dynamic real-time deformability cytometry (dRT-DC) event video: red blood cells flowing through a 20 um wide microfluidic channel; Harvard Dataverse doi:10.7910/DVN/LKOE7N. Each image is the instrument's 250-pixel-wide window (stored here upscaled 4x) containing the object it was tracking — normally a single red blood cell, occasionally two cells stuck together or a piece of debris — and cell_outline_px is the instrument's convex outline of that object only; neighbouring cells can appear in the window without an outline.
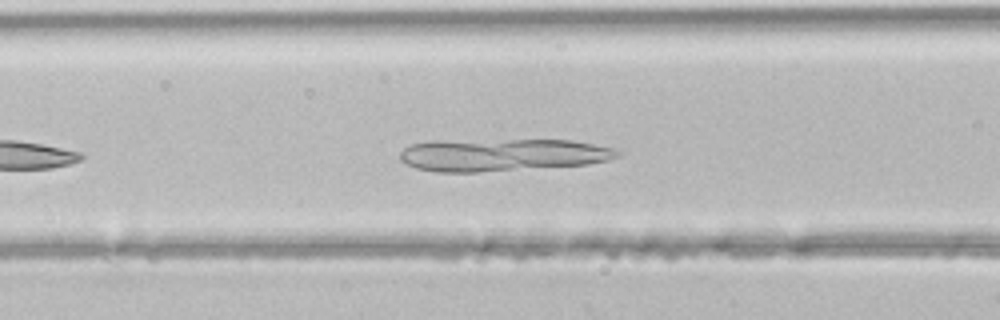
{"species": "common noctule bat (a hibernating species)", "species_latin": "Nyctalus noctula", "temperature_condition": "room temperature", "stored_images_in_passage": 37, "camera_frame_rate_fps": 3000, "um_per_image_px": 0.085, "animal": {"sex": "male", "body_mass_g": 21.5, "forearm_length_mm": 52.0}, "frame": {"image": 1, "passage_image": 9, "time_ms": 2.667, "image_size_px": [1000, 320], "cell_outline_px": [[620, 156], [608, 160], [588, 164], [480, 172], [436, 172], [416, 168], [400, 160], [400, 152], [404, 148], [412, 144], [432, 140], [572, 140], [616, 148], [620, 152]], "centroid_in_image_um": [42.69, 13.15], "position_along_channel_um": 123.9, "area_um2": 41.38}}
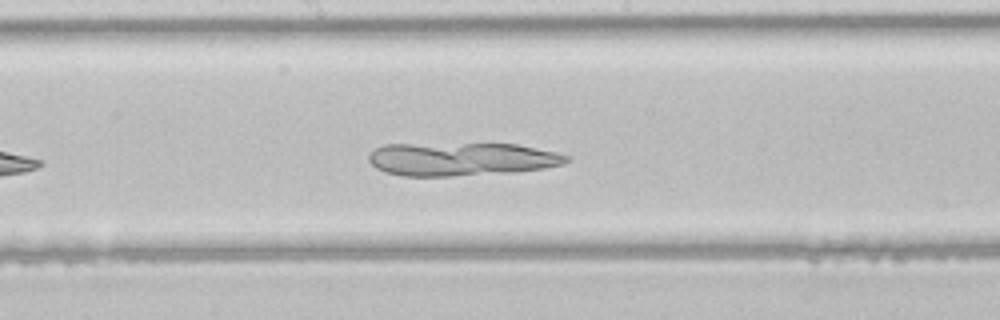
{"frame": {"image": 2, "passage_image": 15, "time_ms": 4.667, "image_size_px": [1000, 320], "cell_outline_px": [[572, 156], [564, 164], [544, 168], [512, 172], [452, 176], [404, 176], [384, 172], [376, 168], [368, 160], [368, 156], [376, 148], [384, 144], [516, 144], [556, 152]], "centroid_in_image_um": [39.22, 13.52], "position_along_channel_um": 209.0, "area_um2": 38.32}}
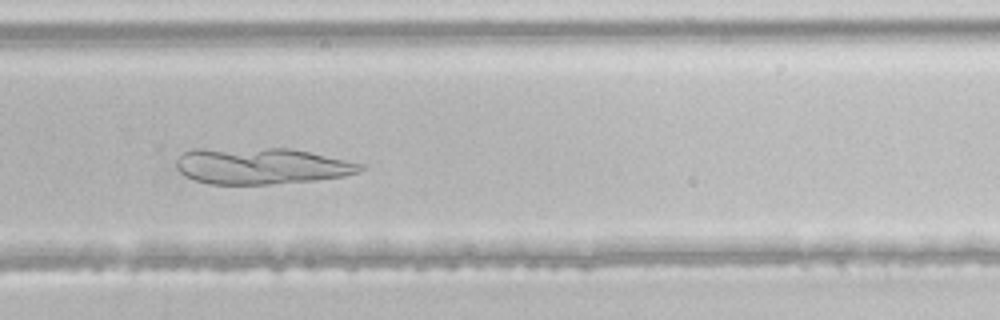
{"frame": {"image": 3, "passage_image": 22, "time_ms": 7.0, "image_size_px": [1000, 320], "cell_outline_px": [[364, 168], [360, 172], [344, 176], [316, 180], [268, 184], [208, 184], [184, 176], [176, 168], [176, 160], [184, 152], [192, 148], [288, 148], [308, 152], [364, 164]], "centroid_in_image_um": [22.17, 14.1], "position_along_channel_um": 307.6, "area_um2": 39.13}}